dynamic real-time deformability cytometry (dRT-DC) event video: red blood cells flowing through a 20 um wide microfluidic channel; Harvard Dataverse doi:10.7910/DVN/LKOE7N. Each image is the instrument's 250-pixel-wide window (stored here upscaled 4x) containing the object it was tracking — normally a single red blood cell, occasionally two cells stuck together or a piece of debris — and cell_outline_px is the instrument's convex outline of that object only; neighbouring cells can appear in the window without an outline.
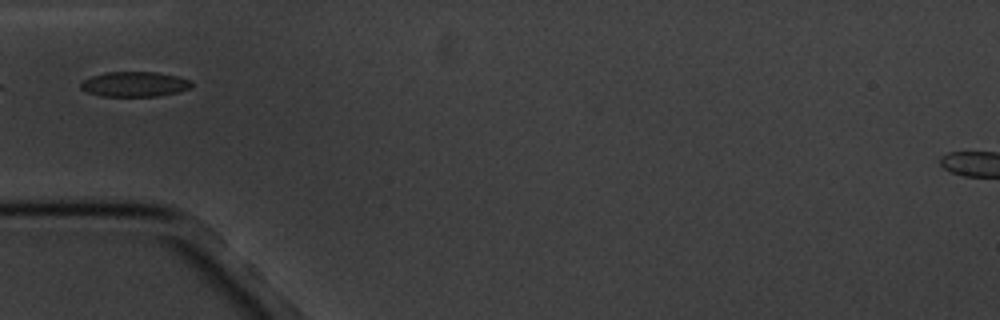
{"species": "common noctule bat (a hibernating species)", "species_latin": "Nyctalus noctula", "temperature_condition": "cold", "stored_images_in_passage": 17, "camera_frame_rate_fps": 3000, "um_per_image_px": 0.085, "animal": {"sex": "male", "body_mass_g": 20.1, "forearm_length_mm": 53.5}, "frame": {"image": 1, "passage_image": 6, "time_ms": 5.667, "image_size_px": [1000, 320], "cell_outline_px": [[192, 88], [176, 92], [156, 96], [100, 96], [88, 92], [80, 88], [80, 84], [84, 80], [92, 76], [104, 72], [156, 72], [176, 76], [192, 80]], "centroid_in_image_um": [11.44, 7.15], "position_along_channel_um": 73.6, "area_um2": 16.13}}
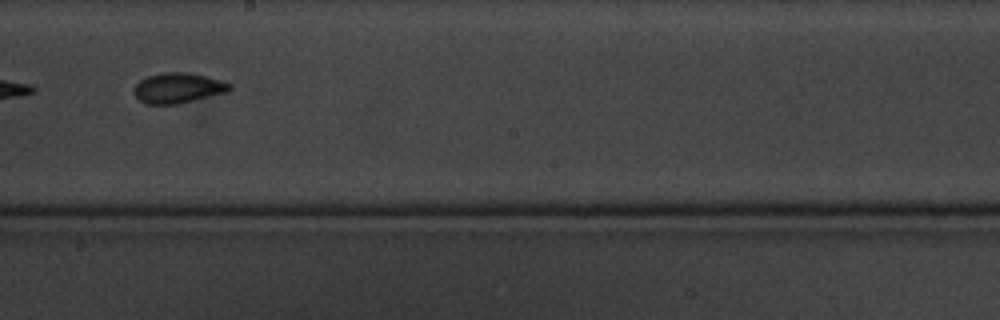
{"frame": {"image": 2, "passage_image": 10, "time_ms": 10.333, "image_size_px": [1000, 320], "cell_outline_px": [[232, 88], [228, 92], [176, 104], [144, 104], [132, 92], [132, 88], [140, 80], [148, 76], [160, 72], [188, 72], [208, 76], [224, 80], [232, 84]], "centroid_in_image_um": [15.14, 7.46], "position_along_channel_um": 233.1, "area_um2": 17.17}}
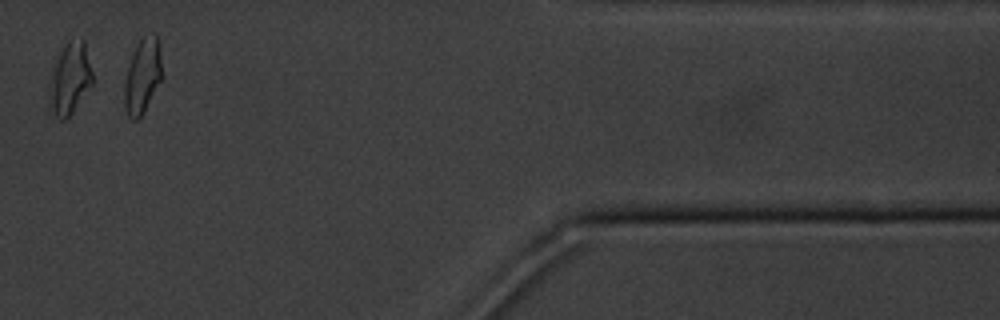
{"frame": {"image": 3, "passage_image": 15, "time_ms": 16.333, "image_size_px": [1000, 320], "cell_outline_px": [[164, 76], [144, 112], [136, 120], [132, 120], [128, 116], [124, 108], [124, 80], [128, 64], [132, 52], [140, 40], [144, 36], [156, 36], [160, 44]], "centroid_in_image_um": [12.13, 6.48], "position_along_channel_um": 399.3, "area_um2": 16.88}, "authors_computed_cell_mechanics": {"area_um2": 17.1666, "velocity_mm_per_s": 3.4052, "shape_relaxation_time_tau1_ms": 3.8727, "shape_relaxation_time_tau2_ms": 2.1209, "deformation_change_tau1": 0.1039, "deformation_change_tau2": 0.0615}}